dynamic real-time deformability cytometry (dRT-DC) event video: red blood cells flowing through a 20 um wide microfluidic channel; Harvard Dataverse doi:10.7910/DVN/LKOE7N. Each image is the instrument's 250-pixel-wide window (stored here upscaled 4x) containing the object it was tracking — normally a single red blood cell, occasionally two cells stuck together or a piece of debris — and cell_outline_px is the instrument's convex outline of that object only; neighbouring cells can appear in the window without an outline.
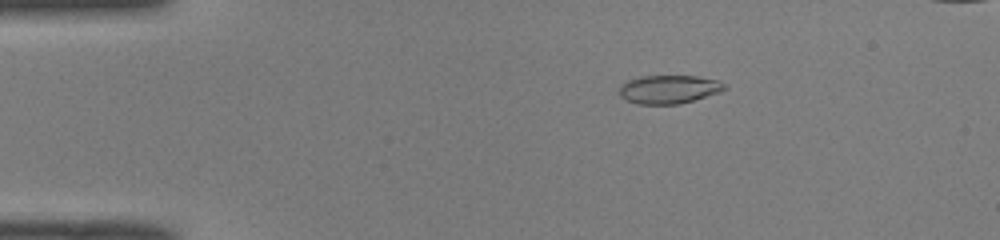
{"species": "common noctule bat (a hibernating species)", "species_latin": "Nyctalus noctula", "temperature_condition": "room temperature", "stored_images_in_passage": 50, "camera_frame_rate_fps": 3000, "um_per_image_px": 0.085, "animal": {"sex": "male", "body_mass_g": 19.0, "forearm_length_mm": 50.8}, "frame": {"image": 1, "passage_image": 9, "time_ms": 2.667, "image_size_px": [1000, 240], "cell_outline_px": [[728, 88], [720, 92], [680, 104], [636, 104], [624, 100], [620, 96], [620, 84], [628, 80], [640, 76], [696, 76], [720, 80]], "centroid_in_image_um": [56.85, 7.59], "position_along_channel_um": 28.2, "area_um2": 17.63}}
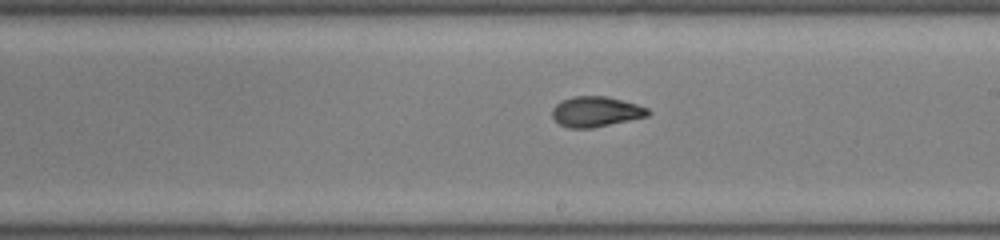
{"frame": {"image": 2, "passage_image": 29, "time_ms": 9.333, "image_size_px": [1000, 240], "cell_outline_px": [[652, 112], [648, 116], [592, 128], [568, 128], [560, 124], [552, 116], [552, 108], [560, 100], [572, 96], [604, 96], [636, 104], [648, 108]], "centroid_in_image_um": [50.63, 9.49], "position_along_channel_um": 238.4, "area_um2": 16.88}}
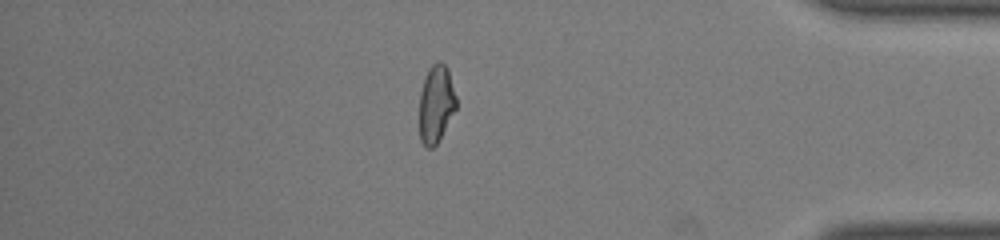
{"frame": {"image": 3, "passage_image": 43, "time_ms": 14.0, "image_size_px": [1000, 240], "cell_outline_px": [[456, 108], [436, 144], [432, 148], [428, 148], [420, 140], [420, 92], [428, 68], [436, 60], [440, 60], [448, 68], [456, 96]], "centroid_in_image_um": [37.06, 8.78], "position_along_channel_um": 398.1, "area_um2": 16.53}}